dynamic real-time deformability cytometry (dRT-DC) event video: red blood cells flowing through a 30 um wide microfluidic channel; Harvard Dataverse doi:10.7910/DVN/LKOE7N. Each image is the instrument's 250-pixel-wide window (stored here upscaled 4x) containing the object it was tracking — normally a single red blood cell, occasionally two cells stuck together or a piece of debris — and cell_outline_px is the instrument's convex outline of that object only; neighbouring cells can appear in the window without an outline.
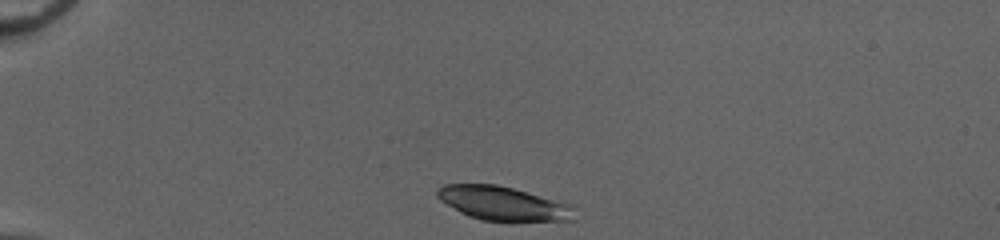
{"species": "common noctule bat (a hibernating species)", "species_latin": "Nyctalus noctula", "temperature_condition": "cold", "stored_images_in_passage": 38, "camera_frame_rate_fps": 3000, "um_per_image_px": 0.085, "animal": {"sex": "female", "body_mass_g": 20.0, "forearm_length_mm": 54.0}, "frame": {"image": 1, "passage_image": 1, "time_ms": 0.0, "image_size_px": [1000, 240], "cell_outline_px": [[576, 220], [516, 224], [512, 224], [480, 220], [468, 216], [460, 212], [440, 200], [436, 196], [436, 192], [444, 184], [496, 184], [512, 188], [568, 204], [572, 208]], "centroid_in_image_um": [42.78, 17.36], "position_along_channel_um": 42.2, "area_um2": 27.86}}
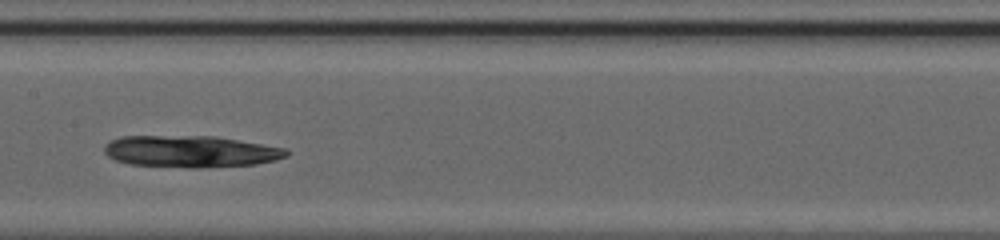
{"frame": {"image": 2, "passage_image": 16, "time_ms": 5.0, "image_size_px": [1000, 240], "cell_outline_px": [[288, 156], [276, 160], [256, 164], [196, 168], [188, 168], [132, 164], [116, 160], [108, 156], [104, 152], [104, 148], [112, 140], [120, 136], [216, 136], [284, 148], [288, 152]], "centroid_in_image_um": [16.21, 12.87], "position_along_channel_um": 191.2, "area_um2": 33.52}}
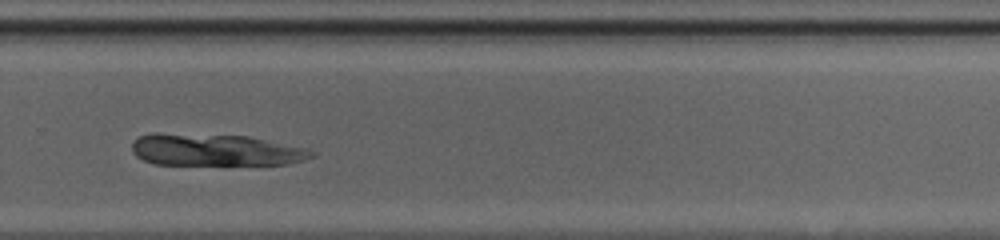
{"frame": {"image": 3, "passage_image": 25, "time_ms": 8.0, "image_size_px": [1000, 240], "cell_outline_px": [[316, 156], [288, 164], [152, 164], [136, 156], [132, 152], [132, 144], [140, 136], [152, 132], [160, 132], [248, 136], [308, 148], [316, 152]], "centroid_in_image_um": [18.3, 12.73], "position_along_channel_um": 311.5, "area_um2": 33.7}}